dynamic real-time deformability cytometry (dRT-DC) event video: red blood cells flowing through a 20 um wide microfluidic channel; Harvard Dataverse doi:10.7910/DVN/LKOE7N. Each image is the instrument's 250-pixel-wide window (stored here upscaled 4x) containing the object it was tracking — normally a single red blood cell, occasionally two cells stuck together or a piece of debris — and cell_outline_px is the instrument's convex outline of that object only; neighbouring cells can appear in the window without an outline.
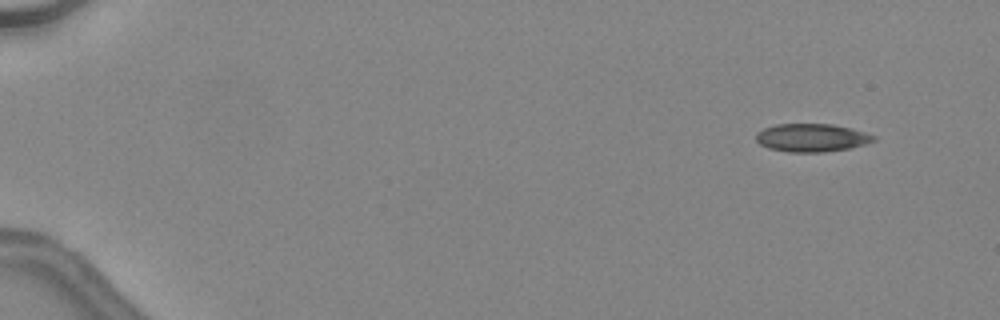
{"species": "common noctule bat (a hibernating species)", "species_latin": "Nyctalus noctula", "temperature_condition": "warm", "stored_images_in_passage": 44, "camera_frame_rate_fps": 3000, "um_per_image_px": 0.085, "animal": {"sex": "female", "body_mass_g": 24.6, "forearm_length_mm": 56.2}, "frame": {"image": 1, "passage_image": 1, "time_ms": 0.0, "image_size_px": [1000, 320], "cell_outline_px": [[876, 140], [852, 148], [824, 152], [788, 152], [768, 148], [760, 144], [756, 140], [756, 132], [764, 128], [776, 124], [832, 124], [852, 128], [876, 136]], "centroid_in_image_um": [68.99, 11.71], "position_along_channel_um": 16.0, "area_um2": 19.36}, "authors_computed_cell_mechanics": {"area_um2": 19.3052, "velocity_mm_per_s": 4.5525, "shape_relaxation_time_tau1_ms": null, "shape_relaxation_time_tau2_ms": 3.2762, "deformation_change_tau1": null, "deformation_change_tau2": 0.1221}}